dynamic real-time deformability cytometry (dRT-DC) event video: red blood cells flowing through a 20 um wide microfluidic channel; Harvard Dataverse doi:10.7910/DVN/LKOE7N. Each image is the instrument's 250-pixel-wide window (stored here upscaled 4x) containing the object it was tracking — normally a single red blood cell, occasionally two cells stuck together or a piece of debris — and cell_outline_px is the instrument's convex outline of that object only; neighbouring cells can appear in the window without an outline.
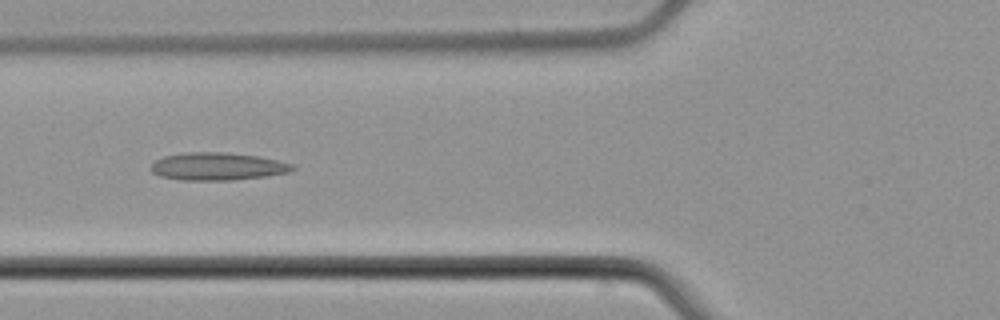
{"species": "common noctule bat (a hibernating species)", "species_latin": "Nyctalus noctula", "temperature_condition": "cold", "stored_images_in_passage": 7, "camera_frame_rate_fps": 3000, "um_per_image_px": 0.085, "animal": {"sex": "male", "body_mass_g": 21.5, "forearm_length_mm": 52.0}, "frame": {"image": 1, "passage_image": 6, "time_ms": 6.333, "image_size_px": [1000, 320], "cell_outline_px": [[296, 168], [288, 172], [264, 176], [232, 180], [180, 180], [160, 176], [152, 172], [152, 164], [156, 160], [164, 156], [184, 152], [224, 152], [260, 156], [292, 164]], "centroid_in_image_um": [18.47, 14.14], "position_along_channel_um": 107.3, "area_um2": 22.72}}
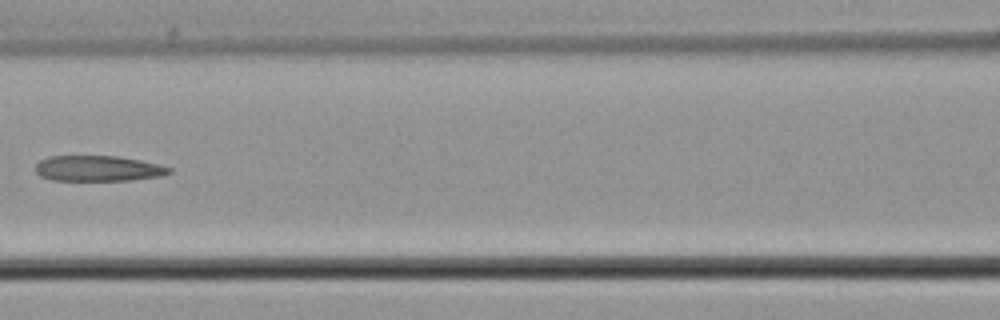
{"frame": {"image": 2, "passage_image": 7, "time_ms": 7.667, "image_size_px": [1000, 320], "cell_outline_px": [[172, 172], [160, 176], [128, 180], [52, 180], [40, 176], [36, 172], [36, 164], [40, 160], [48, 156], [116, 156], [140, 160], [172, 168]], "centroid_in_image_um": [8.31, 14.31], "position_along_channel_um": 158.3, "area_um2": 19.77}}